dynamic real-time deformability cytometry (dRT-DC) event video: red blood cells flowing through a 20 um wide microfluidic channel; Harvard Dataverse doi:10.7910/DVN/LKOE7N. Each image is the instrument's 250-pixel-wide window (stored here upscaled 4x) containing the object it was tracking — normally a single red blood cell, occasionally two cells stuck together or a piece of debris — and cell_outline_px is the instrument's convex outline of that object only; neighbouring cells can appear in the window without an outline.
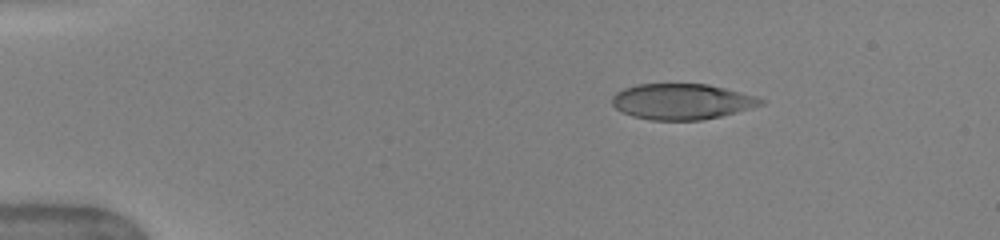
{"species": "human", "species_latin": "Homo sapiens", "temperature_condition": "warm", "stored_images_in_passage": 43, "camera_frame_rate_fps": 3000, "um_per_image_px": 0.085, "donor": {"sex": "female"}, "frame": {"image": 1, "passage_image": 1, "time_ms": 0.0, "image_size_px": [1000, 240], "cell_outline_px": [[764, 104], [736, 112], [720, 116], [700, 120], [652, 120], [632, 116], [620, 112], [612, 104], [612, 96], [616, 92], [624, 88], [636, 84], [708, 84], [724, 88], [752, 96], [764, 100]], "centroid_in_image_um": [57.89, 8.63], "position_along_channel_um": 27.1, "area_um2": 30.75}}
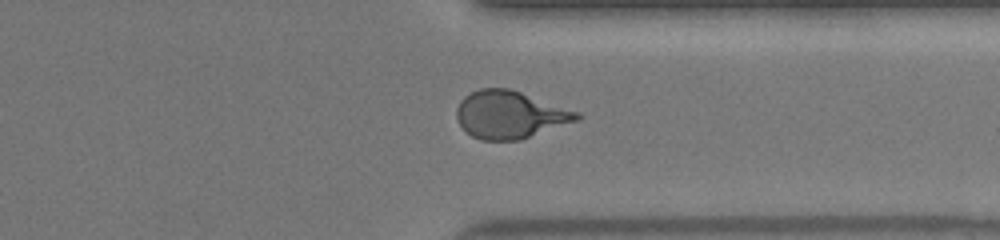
{"frame": {"image": 2, "passage_image": 32, "time_ms": 10.333, "image_size_px": [1000, 240], "cell_outline_px": [[584, 116], [580, 120], [520, 140], [480, 140], [472, 136], [460, 124], [456, 116], [456, 108], [460, 100], [464, 96], [480, 88], [508, 88], [580, 112]], "centroid_in_image_um": [43.37, 9.75], "position_along_channel_um": 368.0, "area_um2": 33.35}}
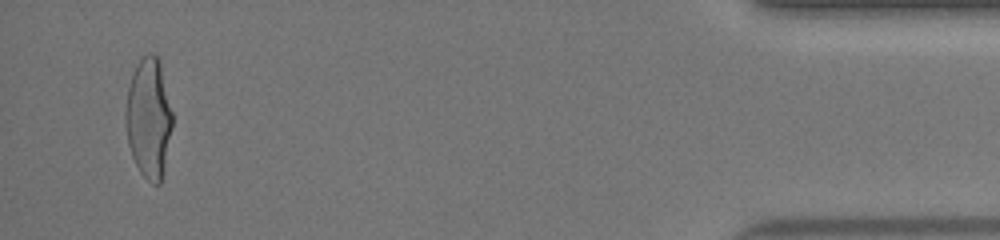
{"frame": {"image": 3, "passage_image": 41, "time_ms": 13.333, "image_size_px": [1000, 240], "cell_outline_px": [[172, 128], [160, 184], [152, 184], [140, 172], [132, 156], [128, 144], [124, 120], [128, 88], [132, 72], [140, 60], [148, 52], [152, 52], [160, 60], [172, 112]], "centroid_in_image_um": [12.63, 10.01], "position_along_channel_um": 422.6, "area_um2": 32.66}, "authors_computed_cell_mechanics": {"area_um2": 32.8882, "velocity_mm_per_s": 4.0711, "shape_relaxation_time_tau1_ms": 4.3394, "shape_relaxation_time_tau2_ms": null, "deformation_change_tau1": 0.2117, "deformation_change_tau2": null}}